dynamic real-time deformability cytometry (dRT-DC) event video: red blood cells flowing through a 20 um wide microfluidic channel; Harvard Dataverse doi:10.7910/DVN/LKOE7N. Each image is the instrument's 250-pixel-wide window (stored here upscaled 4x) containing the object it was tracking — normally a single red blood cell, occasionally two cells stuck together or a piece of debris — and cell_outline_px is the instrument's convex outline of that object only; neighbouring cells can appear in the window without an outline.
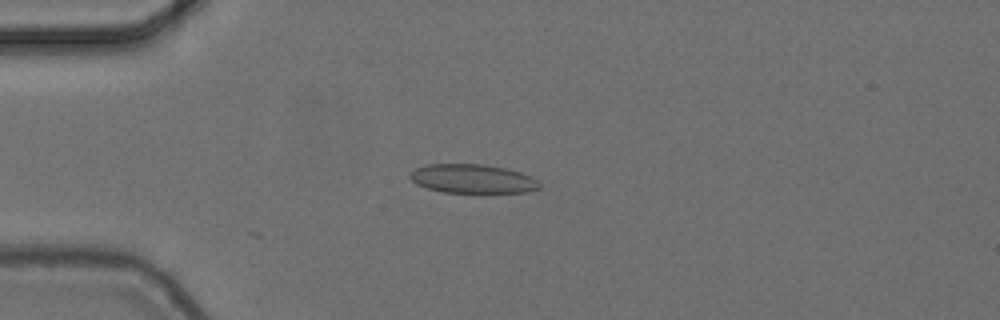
{"species": "common noctule bat (a hibernating species)", "species_latin": "Nyctalus noctula", "temperature_condition": "cold", "stored_images_in_passage": 15, "camera_frame_rate_fps": 3000, "um_per_image_px": 0.085, "animal": {"sex": "female", "body_mass_g": 24.6, "forearm_length_mm": 56.2}, "frame": {"image": 1, "passage_image": 15, "time_ms": 4.667, "image_size_px": [1000, 320], "cell_outline_px": [[540, 188], [528, 192], [440, 192], [416, 184], [408, 176], [408, 172], [424, 164], [484, 164], [504, 168], [520, 172], [532, 176], [540, 184]], "centroid_in_image_um": [40.13, 15.18], "position_along_channel_um": 44.9, "area_um2": 21.91}}